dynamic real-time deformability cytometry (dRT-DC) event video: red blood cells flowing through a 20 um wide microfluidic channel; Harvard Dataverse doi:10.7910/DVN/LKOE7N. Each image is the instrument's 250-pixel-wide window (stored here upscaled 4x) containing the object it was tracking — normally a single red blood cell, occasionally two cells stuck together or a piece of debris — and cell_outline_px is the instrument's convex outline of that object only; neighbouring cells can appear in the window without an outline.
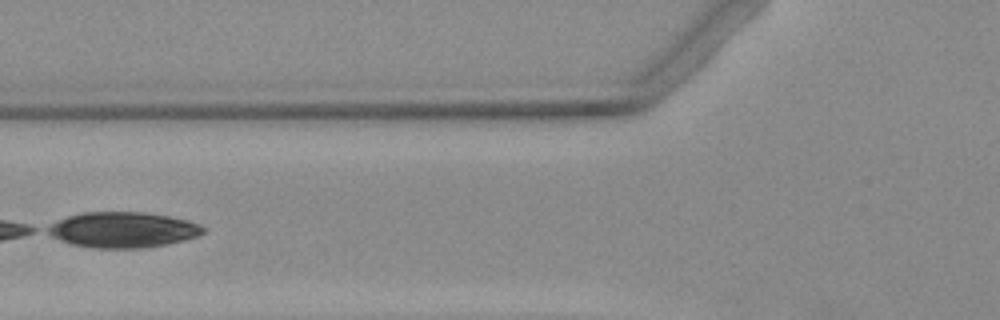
{"species": "Egyptian fruit bat (a non-hibernating species)", "species_latin": "Rousettus aegyptiacus", "temperature_condition": "warm", "stored_images_in_passage": 4, "camera_frame_rate_fps": 3000, "um_per_image_px": 0.085, "animal": {"sex": "female"}, "frame": {"image": 1, "passage_image": 3, "time_ms": 2.667, "image_size_px": [1000, 320], "cell_outline_px": [[204, 232], [196, 236], [184, 240], [168, 244], [140, 248], [96, 248], [72, 244], [60, 240], [44, 232], [44, 228], [68, 216], [84, 212], [144, 212], [168, 216], [188, 220], [200, 224], [204, 228]], "centroid_in_image_um": [10.43, 19.53], "position_along_channel_um": 115.4, "area_um2": 32.14}}
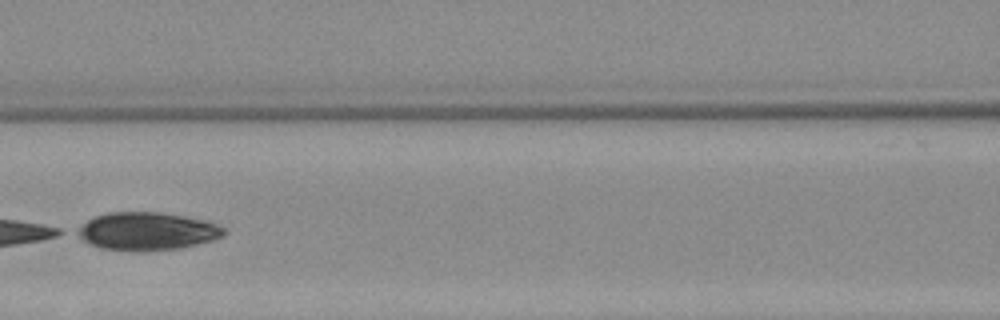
{"frame": {"image": 2, "passage_image": 4, "time_ms": 3.667, "image_size_px": [1000, 320], "cell_outline_px": [[228, 232], [224, 236], [212, 240], [176, 248], [104, 248], [92, 244], [84, 240], [72, 232], [76, 228], [88, 220], [96, 216], [108, 212], [156, 212], [184, 216], [204, 220], [216, 224], [224, 228]], "centroid_in_image_um": [12.5, 19.6], "position_along_channel_um": 154.1, "area_um2": 31.15}}